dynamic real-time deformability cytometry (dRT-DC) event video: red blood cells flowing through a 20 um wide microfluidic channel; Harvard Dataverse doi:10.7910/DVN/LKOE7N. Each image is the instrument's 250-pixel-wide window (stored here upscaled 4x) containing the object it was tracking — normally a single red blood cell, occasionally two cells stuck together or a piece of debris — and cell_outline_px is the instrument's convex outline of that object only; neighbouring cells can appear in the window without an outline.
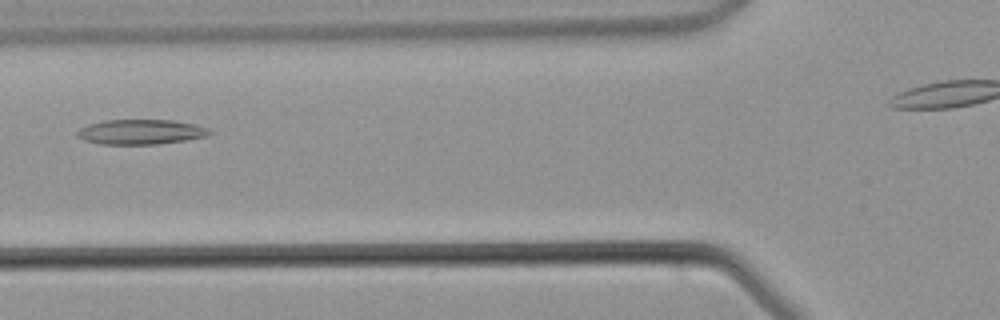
{"species": "common noctule bat (a hibernating species)", "species_latin": "Nyctalus noctula", "temperature_condition": "warm", "stored_images_in_passage": 24, "camera_frame_rate_fps": 3000, "um_per_image_px": 0.085, "animal": {"sex": "male", "body_mass_g": 21.5, "forearm_length_mm": 52.0}, "frame": {"image": 1, "passage_image": 4, "time_ms": 1.0, "image_size_px": [1000, 320], "cell_outline_px": [[212, 132], [208, 136], [188, 140], [156, 144], [100, 144], [84, 140], [76, 136], [76, 132], [80, 128], [88, 124], [104, 120], [172, 120], [196, 124], [208, 128]], "centroid_in_image_um": [11.97, 11.21], "position_along_channel_um": 113.8, "area_um2": 19.36}}
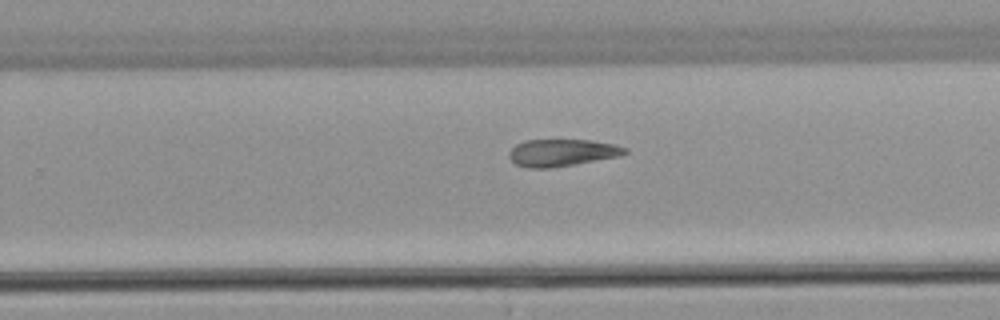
{"frame": {"image": 2, "passage_image": 15, "time_ms": 4.667, "image_size_px": [1000, 320], "cell_outline_px": [[628, 152], [620, 156], [576, 164], [552, 168], [528, 168], [516, 164], [508, 156], [508, 152], [516, 144], [524, 140], [592, 140], [612, 144], [628, 148]], "centroid_in_image_um": [47.76, 12.98], "position_along_channel_um": 282.0, "area_um2": 18.38}}
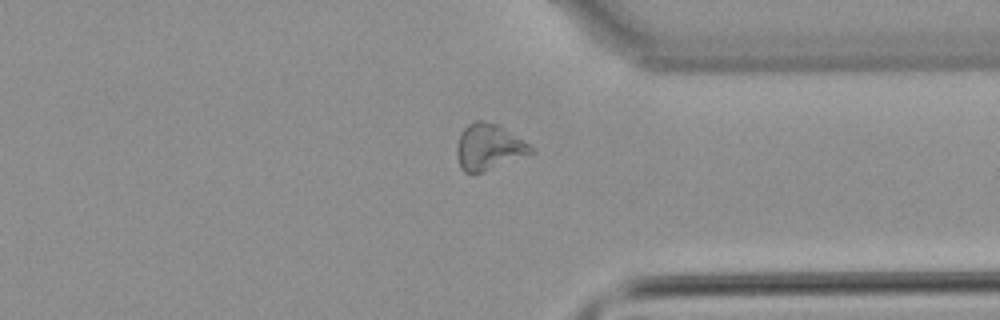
{"frame": {"image": 3, "passage_image": 21, "time_ms": 6.667, "image_size_px": [1000, 320], "cell_outline_px": [[536, 152], [480, 172], [464, 172], [460, 168], [456, 152], [456, 148], [460, 136], [464, 128], [468, 124], [476, 120], [484, 120], [500, 124], [528, 144]], "centroid_in_image_um": [41.53, 12.46], "position_along_channel_um": 369.9, "area_um2": 19.65}}